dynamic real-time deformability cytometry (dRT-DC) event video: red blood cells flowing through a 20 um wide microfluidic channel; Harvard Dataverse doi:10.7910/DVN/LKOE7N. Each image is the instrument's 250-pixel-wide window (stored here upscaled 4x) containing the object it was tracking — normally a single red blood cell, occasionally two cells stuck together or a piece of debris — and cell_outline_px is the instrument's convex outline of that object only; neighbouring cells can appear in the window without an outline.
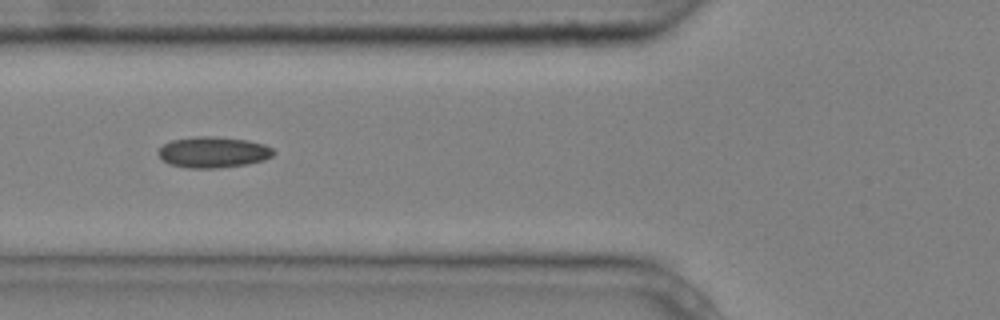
{"species": "common noctule bat (a hibernating species)", "species_latin": "Nyctalus noctula", "temperature_condition": "cold", "stored_images_in_passage": 4, "camera_frame_rate_fps": 3000, "um_per_image_px": 0.085, "animal": {"sex": "male", "body_mass_g": 20.4}, "frame": {"image": 1, "passage_image": 2, "time_ms": 0.333, "image_size_px": [1000, 320], "cell_outline_px": [[276, 152], [272, 156], [264, 160], [248, 164], [220, 168], [188, 168], [172, 164], [164, 160], [156, 152], [164, 144], [172, 140], [196, 136], [216, 136], [248, 140], [264, 144], [272, 148]], "centroid_in_image_um": [18.16, 12.93], "position_along_channel_um": 107.6, "area_um2": 20.87}}